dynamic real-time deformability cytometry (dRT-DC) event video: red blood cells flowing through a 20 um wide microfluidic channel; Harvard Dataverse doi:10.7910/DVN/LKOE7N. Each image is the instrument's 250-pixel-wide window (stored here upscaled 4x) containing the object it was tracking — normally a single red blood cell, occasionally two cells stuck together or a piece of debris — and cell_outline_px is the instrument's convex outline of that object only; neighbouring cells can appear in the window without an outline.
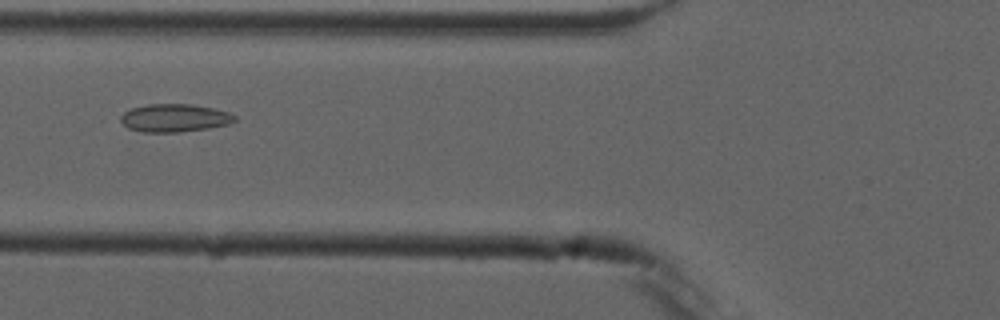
{"species": "common noctule bat (a hibernating species)", "species_latin": "Nyctalus noctula", "temperature_condition": "cold", "stored_images_in_passage": 7, "camera_frame_rate_fps": 3000, "um_per_image_px": 0.085, "animal": {"sex": "male", "forearm_length_mm": 52.5}, "frame": {"image": 1, "passage_image": 6, "time_ms": 6.0, "image_size_px": [1000, 320], "cell_outline_px": [[236, 120], [228, 124], [208, 128], [180, 132], [144, 132], [128, 128], [120, 120], [120, 116], [124, 112], [132, 108], [148, 104], [192, 104], [212, 108], [228, 112], [236, 116]], "centroid_in_image_um": [14.83, 10.02], "position_along_channel_um": 111.0, "area_um2": 18.5}}
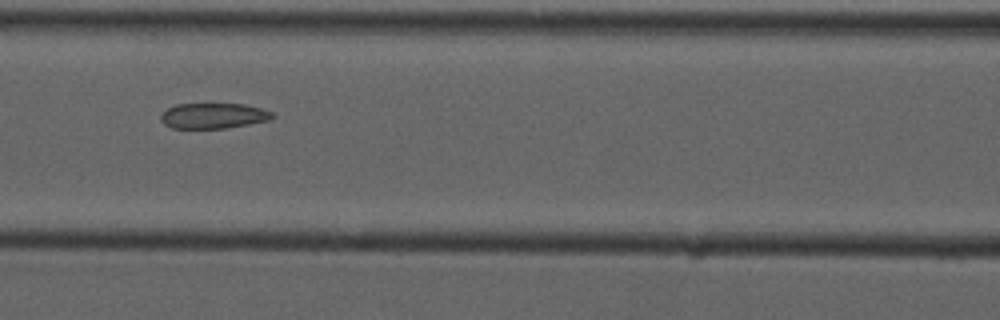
{"frame": {"image": 2, "passage_image": 7, "time_ms": 7.0, "image_size_px": [1000, 320], "cell_outline_px": [[276, 116], [268, 120], [248, 124], [224, 128], [172, 128], [164, 124], [160, 120], [160, 116], [168, 108], [176, 104], [244, 104], [260, 108], [272, 112]], "centroid_in_image_um": [18.12, 9.84], "position_along_channel_um": 148.5, "area_um2": 16.42}}